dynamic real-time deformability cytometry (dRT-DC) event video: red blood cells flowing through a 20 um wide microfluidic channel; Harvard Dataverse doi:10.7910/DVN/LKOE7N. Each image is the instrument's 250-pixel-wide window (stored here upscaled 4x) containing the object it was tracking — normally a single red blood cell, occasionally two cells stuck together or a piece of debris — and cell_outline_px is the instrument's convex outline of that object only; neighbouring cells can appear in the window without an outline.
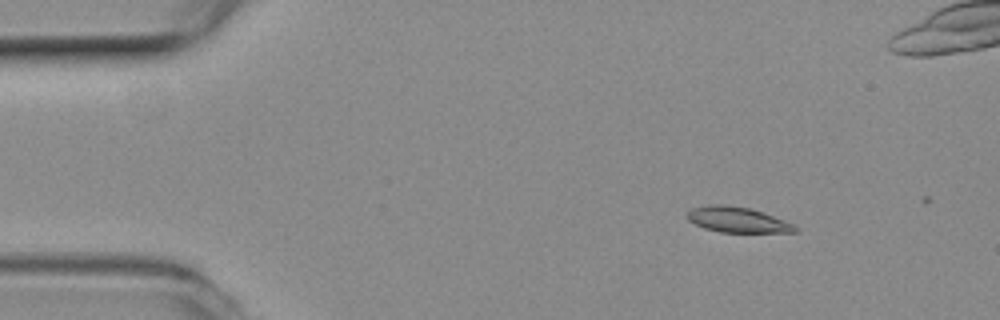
{"species": "common noctule bat (a hibernating species)", "species_latin": "Nyctalus noctula", "temperature_condition": "room temperature", "stored_images_in_passage": 12, "camera_frame_rate_fps": 3000, "um_per_image_px": 0.085, "animal": {"sex": "female", "body_mass_g": 19.3, "forearm_length_mm": 54.1}, "frame": {"image": 1, "passage_image": 7, "time_ms": 2.0, "image_size_px": [1000, 320], "cell_outline_px": [[800, 228], [796, 232], [720, 232], [704, 228], [688, 220], [684, 216], [692, 208], [708, 204], [724, 204], [748, 208], [764, 212], [784, 220]], "centroid_in_image_um": [62.66, 18.67], "position_along_channel_um": 22.3, "area_um2": 16.07}}